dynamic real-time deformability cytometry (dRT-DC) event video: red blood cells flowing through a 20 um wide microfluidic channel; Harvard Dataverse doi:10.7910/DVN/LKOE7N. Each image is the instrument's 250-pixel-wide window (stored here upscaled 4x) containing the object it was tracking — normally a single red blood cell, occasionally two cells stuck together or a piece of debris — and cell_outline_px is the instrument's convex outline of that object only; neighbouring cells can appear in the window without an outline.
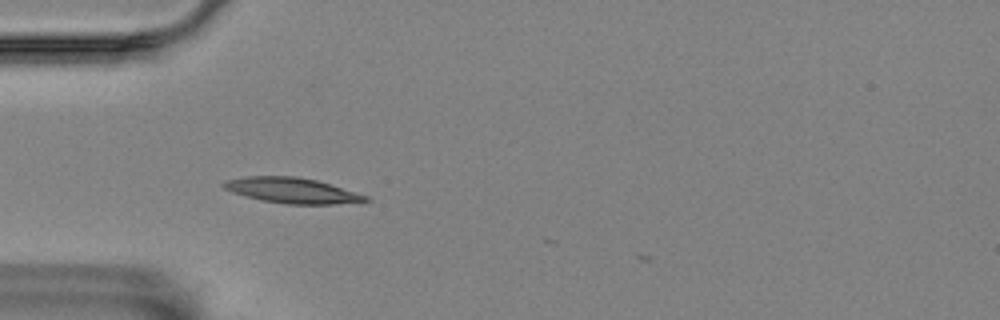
{"species": "Egyptian fruit bat (a non-hibernating species)", "species_latin": "Rousettus aegyptiacus", "temperature_condition": "room temperature", "stored_images_in_passage": 5, "camera_frame_rate_fps": 3000, "um_per_image_px": 0.085, "animal": {"sex": "female"}, "frame": {"image": 1, "passage_image": 4, "time_ms": 1.0, "image_size_px": [1000, 320], "cell_outline_px": [[372, 200], [364, 204], [288, 204], [260, 200], [232, 192], [224, 188], [220, 184], [224, 180], [248, 176], [296, 176], [316, 180], [356, 192], [368, 196]], "centroid_in_image_um": [24.9, 16.2], "position_along_channel_um": 60.1, "area_um2": 21.39}}
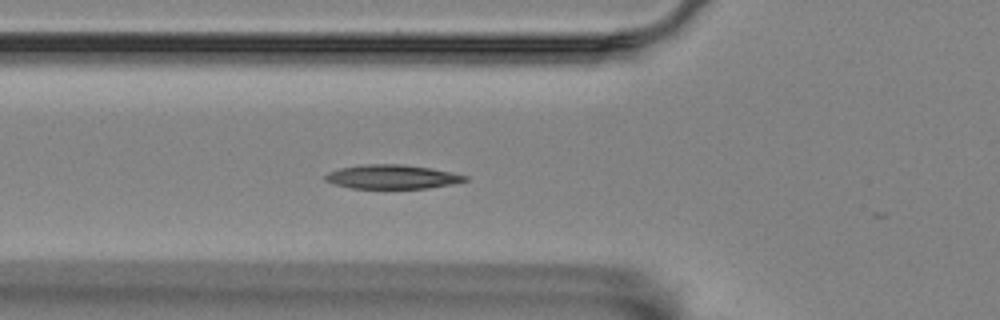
{"frame": {"image": 2, "passage_image": 5, "time_ms": 1.333, "image_size_px": [1000, 320], "cell_outline_px": [[468, 180], [452, 184], [428, 188], [352, 188], [332, 184], [324, 180], [324, 176], [328, 172], [340, 168], [360, 164], [404, 164], [432, 168], [468, 176]], "centroid_in_image_um": [33.3, 15.02], "position_along_channel_um": 92.5, "area_um2": 19.71}}